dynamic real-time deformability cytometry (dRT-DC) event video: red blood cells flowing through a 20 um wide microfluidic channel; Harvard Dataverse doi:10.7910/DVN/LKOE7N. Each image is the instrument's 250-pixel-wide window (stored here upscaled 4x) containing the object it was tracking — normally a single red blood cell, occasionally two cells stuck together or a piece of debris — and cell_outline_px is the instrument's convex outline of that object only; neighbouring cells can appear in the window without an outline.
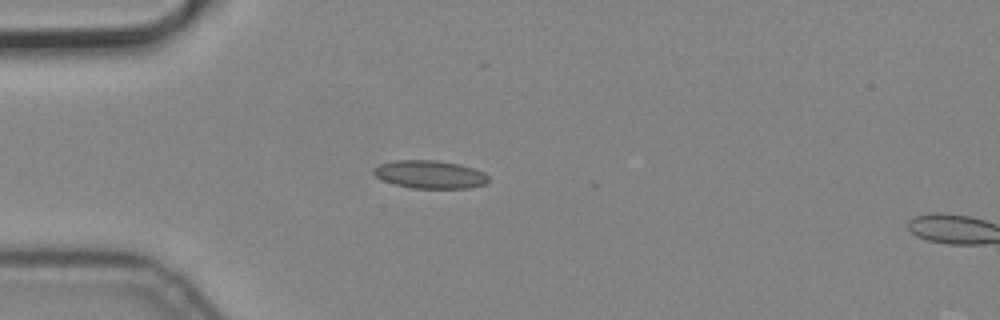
{"species": "common noctule bat (a hibernating species)", "species_latin": "Nyctalus noctula", "temperature_condition": "cold", "stored_images_in_passage": 5, "camera_frame_rate_fps": 3000, "um_per_image_px": 0.085, "animal": {"sex": "male", "body_mass_g": 19.2, "forearm_length_mm": 51.8}, "frame": {"image": 1, "passage_image": 4, "time_ms": 1.0, "image_size_px": [1000, 320], "cell_outline_px": [[488, 184], [468, 188], [412, 188], [392, 184], [376, 176], [372, 172], [372, 168], [380, 164], [396, 160], [436, 160], [460, 164], [484, 172], [488, 176]], "centroid_in_image_um": [36.54, 14.83], "position_along_channel_um": 48.5, "area_um2": 18.84}}